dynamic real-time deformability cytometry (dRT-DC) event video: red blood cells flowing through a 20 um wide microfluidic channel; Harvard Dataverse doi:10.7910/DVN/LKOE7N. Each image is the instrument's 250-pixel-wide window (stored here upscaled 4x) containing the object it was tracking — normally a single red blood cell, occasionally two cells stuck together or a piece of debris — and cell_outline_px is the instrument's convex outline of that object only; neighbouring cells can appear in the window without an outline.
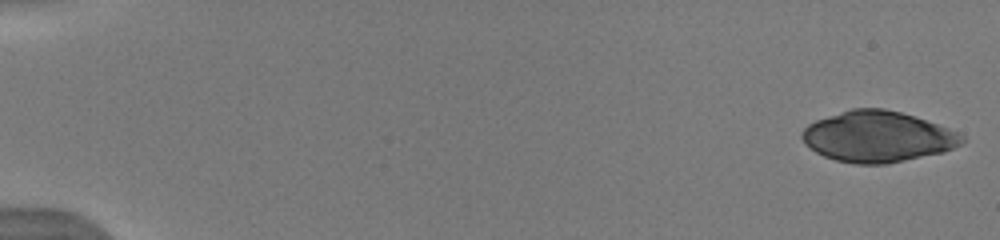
{"species": "human", "species_latin": "Homo sapiens", "temperature_condition": "warm", "stored_images_in_passage": 44, "camera_frame_rate_fps": 3000, "um_per_image_px": 0.085, "donor": {"sex": "male"}, "frame": {"image": 1, "passage_image": 1, "time_ms": 0.0, "image_size_px": [1000, 240], "cell_outline_px": [[964, 140], [960, 144], [944, 152], [888, 164], [856, 164], [836, 160], [824, 156], [816, 152], [804, 144], [800, 136], [800, 132], [808, 124], [816, 120], [852, 108], [884, 108], [900, 112], [948, 128], [964, 136]], "centroid_in_image_um": [74.56, 11.62], "position_along_channel_um": 10.4, "area_um2": 47.28}}
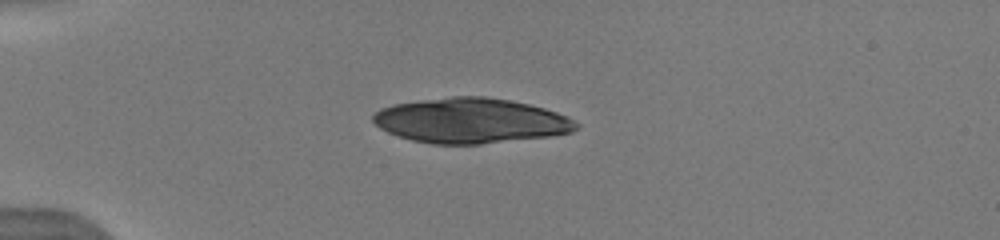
{"frame": {"image": 2, "passage_image": 10, "time_ms": 4.333, "image_size_px": [1000, 240], "cell_outline_px": [[580, 128], [572, 132], [548, 136], [480, 144], [432, 144], [412, 140], [388, 132], [380, 128], [372, 120], [372, 116], [380, 108], [392, 104], [420, 100], [452, 96], [484, 96], [508, 100], [528, 104], [544, 108], [568, 116], [580, 124]], "centroid_in_image_um": [40.02, 10.25], "position_along_channel_um": 45.0, "area_um2": 53.29}}